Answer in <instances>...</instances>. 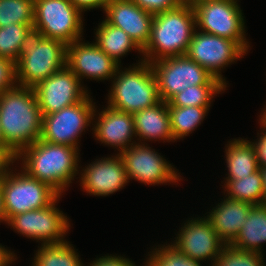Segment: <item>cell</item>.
<instances>
[{"label":"cell","instance_id":"cell-7","mask_svg":"<svg viewBox=\"0 0 266 266\" xmlns=\"http://www.w3.org/2000/svg\"><path fill=\"white\" fill-rule=\"evenodd\" d=\"M238 0H206L193 6L197 30L235 41L246 53L245 21Z\"/></svg>","mask_w":266,"mask_h":266},{"label":"cell","instance_id":"cell-16","mask_svg":"<svg viewBox=\"0 0 266 266\" xmlns=\"http://www.w3.org/2000/svg\"><path fill=\"white\" fill-rule=\"evenodd\" d=\"M82 41L83 37L67 45L66 66L80 81L85 77L96 81L112 79L121 66L94 42Z\"/></svg>","mask_w":266,"mask_h":266},{"label":"cell","instance_id":"cell-40","mask_svg":"<svg viewBox=\"0 0 266 266\" xmlns=\"http://www.w3.org/2000/svg\"><path fill=\"white\" fill-rule=\"evenodd\" d=\"M3 221L5 223H7V218H6V214H5V208H4L2 186H1V182H0V223Z\"/></svg>","mask_w":266,"mask_h":266},{"label":"cell","instance_id":"cell-8","mask_svg":"<svg viewBox=\"0 0 266 266\" xmlns=\"http://www.w3.org/2000/svg\"><path fill=\"white\" fill-rule=\"evenodd\" d=\"M151 64L161 100L168 102L174 95L194 85H224L187 55L166 57Z\"/></svg>","mask_w":266,"mask_h":266},{"label":"cell","instance_id":"cell-15","mask_svg":"<svg viewBox=\"0 0 266 266\" xmlns=\"http://www.w3.org/2000/svg\"><path fill=\"white\" fill-rule=\"evenodd\" d=\"M172 245L189 258L202 262H206L207 259L212 264L220 255L225 243L205 216L192 218L184 223Z\"/></svg>","mask_w":266,"mask_h":266},{"label":"cell","instance_id":"cell-29","mask_svg":"<svg viewBox=\"0 0 266 266\" xmlns=\"http://www.w3.org/2000/svg\"><path fill=\"white\" fill-rule=\"evenodd\" d=\"M10 24L34 26V0H0V27Z\"/></svg>","mask_w":266,"mask_h":266},{"label":"cell","instance_id":"cell-33","mask_svg":"<svg viewBox=\"0 0 266 266\" xmlns=\"http://www.w3.org/2000/svg\"><path fill=\"white\" fill-rule=\"evenodd\" d=\"M16 86V63L0 57V94Z\"/></svg>","mask_w":266,"mask_h":266},{"label":"cell","instance_id":"cell-5","mask_svg":"<svg viewBox=\"0 0 266 266\" xmlns=\"http://www.w3.org/2000/svg\"><path fill=\"white\" fill-rule=\"evenodd\" d=\"M112 79L107 102L114 109L134 114L161 101L151 64L143 59L124 71L119 67Z\"/></svg>","mask_w":266,"mask_h":266},{"label":"cell","instance_id":"cell-35","mask_svg":"<svg viewBox=\"0 0 266 266\" xmlns=\"http://www.w3.org/2000/svg\"><path fill=\"white\" fill-rule=\"evenodd\" d=\"M87 266H136L129 258L115 255H105L95 259Z\"/></svg>","mask_w":266,"mask_h":266},{"label":"cell","instance_id":"cell-32","mask_svg":"<svg viewBox=\"0 0 266 266\" xmlns=\"http://www.w3.org/2000/svg\"><path fill=\"white\" fill-rule=\"evenodd\" d=\"M153 250L144 263L147 266H202L201 261L189 258L172 244L161 245Z\"/></svg>","mask_w":266,"mask_h":266},{"label":"cell","instance_id":"cell-11","mask_svg":"<svg viewBox=\"0 0 266 266\" xmlns=\"http://www.w3.org/2000/svg\"><path fill=\"white\" fill-rule=\"evenodd\" d=\"M61 195L50 205L11 216L7 224L15 232L42 242V245L63 243L70 229L68 217L56 206Z\"/></svg>","mask_w":266,"mask_h":266},{"label":"cell","instance_id":"cell-39","mask_svg":"<svg viewBox=\"0 0 266 266\" xmlns=\"http://www.w3.org/2000/svg\"><path fill=\"white\" fill-rule=\"evenodd\" d=\"M15 253L0 245V266H10V264L16 260Z\"/></svg>","mask_w":266,"mask_h":266},{"label":"cell","instance_id":"cell-28","mask_svg":"<svg viewBox=\"0 0 266 266\" xmlns=\"http://www.w3.org/2000/svg\"><path fill=\"white\" fill-rule=\"evenodd\" d=\"M225 85H194L174 95L168 102V106L177 107H211L212 98L224 92Z\"/></svg>","mask_w":266,"mask_h":266},{"label":"cell","instance_id":"cell-19","mask_svg":"<svg viewBox=\"0 0 266 266\" xmlns=\"http://www.w3.org/2000/svg\"><path fill=\"white\" fill-rule=\"evenodd\" d=\"M97 115L92 128L96 140L116 147L119 153L136 143L132 141L134 136L136 138L133 114L107 106Z\"/></svg>","mask_w":266,"mask_h":266},{"label":"cell","instance_id":"cell-30","mask_svg":"<svg viewBox=\"0 0 266 266\" xmlns=\"http://www.w3.org/2000/svg\"><path fill=\"white\" fill-rule=\"evenodd\" d=\"M33 28L31 25L10 24L0 27V57L15 63L19 60V52L25 35Z\"/></svg>","mask_w":266,"mask_h":266},{"label":"cell","instance_id":"cell-31","mask_svg":"<svg viewBox=\"0 0 266 266\" xmlns=\"http://www.w3.org/2000/svg\"><path fill=\"white\" fill-rule=\"evenodd\" d=\"M264 254L256 251L238 249L225 244L212 266H266Z\"/></svg>","mask_w":266,"mask_h":266},{"label":"cell","instance_id":"cell-3","mask_svg":"<svg viewBox=\"0 0 266 266\" xmlns=\"http://www.w3.org/2000/svg\"><path fill=\"white\" fill-rule=\"evenodd\" d=\"M196 28L194 8L187 4L155 14L141 58L152 63L166 57L186 55Z\"/></svg>","mask_w":266,"mask_h":266},{"label":"cell","instance_id":"cell-20","mask_svg":"<svg viewBox=\"0 0 266 266\" xmlns=\"http://www.w3.org/2000/svg\"><path fill=\"white\" fill-rule=\"evenodd\" d=\"M252 206L249 202L226 197L206 217L220 239L225 244H231L238 236Z\"/></svg>","mask_w":266,"mask_h":266},{"label":"cell","instance_id":"cell-42","mask_svg":"<svg viewBox=\"0 0 266 266\" xmlns=\"http://www.w3.org/2000/svg\"><path fill=\"white\" fill-rule=\"evenodd\" d=\"M264 112L259 116V123L261 125V129L266 132V108L263 109Z\"/></svg>","mask_w":266,"mask_h":266},{"label":"cell","instance_id":"cell-18","mask_svg":"<svg viewBox=\"0 0 266 266\" xmlns=\"http://www.w3.org/2000/svg\"><path fill=\"white\" fill-rule=\"evenodd\" d=\"M104 12L105 20L124 30L141 49L147 45L153 14L141 9L132 0H112Z\"/></svg>","mask_w":266,"mask_h":266},{"label":"cell","instance_id":"cell-6","mask_svg":"<svg viewBox=\"0 0 266 266\" xmlns=\"http://www.w3.org/2000/svg\"><path fill=\"white\" fill-rule=\"evenodd\" d=\"M82 14L70 0H34L33 28L67 46L83 35Z\"/></svg>","mask_w":266,"mask_h":266},{"label":"cell","instance_id":"cell-17","mask_svg":"<svg viewBox=\"0 0 266 266\" xmlns=\"http://www.w3.org/2000/svg\"><path fill=\"white\" fill-rule=\"evenodd\" d=\"M96 160L79 173L81 174L80 185L84 192L95 196H108L119 191L129 182L124 162L119 154Z\"/></svg>","mask_w":266,"mask_h":266},{"label":"cell","instance_id":"cell-44","mask_svg":"<svg viewBox=\"0 0 266 266\" xmlns=\"http://www.w3.org/2000/svg\"><path fill=\"white\" fill-rule=\"evenodd\" d=\"M4 144L3 137H2V132L0 128V145Z\"/></svg>","mask_w":266,"mask_h":266},{"label":"cell","instance_id":"cell-14","mask_svg":"<svg viewBox=\"0 0 266 266\" xmlns=\"http://www.w3.org/2000/svg\"><path fill=\"white\" fill-rule=\"evenodd\" d=\"M33 90L43 115L81 102L89 94L67 66L36 84Z\"/></svg>","mask_w":266,"mask_h":266},{"label":"cell","instance_id":"cell-34","mask_svg":"<svg viewBox=\"0 0 266 266\" xmlns=\"http://www.w3.org/2000/svg\"><path fill=\"white\" fill-rule=\"evenodd\" d=\"M141 9L155 15L179 7L182 0H132Z\"/></svg>","mask_w":266,"mask_h":266},{"label":"cell","instance_id":"cell-25","mask_svg":"<svg viewBox=\"0 0 266 266\" xmlns=\"http://www.w3.org/2000/svg\"><path fill=\"white\" fill-rule=\"evenodd\" d=\"M210 107L168 106L170 127L174 142L192 133L203 122Z\"/></svg>","mask_w":266,"mask_h":266},{"label":"cell","instance_id":"cell-23","mask_svg":"<svg viewBox=\"0 0 266 266\" xmlns=\"http://www.w3.org/2000/svg\"><path fill=\"white\" fill-rule=\"evenodd\" d=\"M262 243H266V203L251 207L246 221L231 245L238 249L262 253Z\"/></svg>","mask_w":266,"mask_h":266},{"label":"cell","instance_id":"cell-9","mask_svg":"<svg viewBox=\"0 0 266 266\" xmlns=\"http://www.w3.org/2000/svg\"><path fill=\"white\" fill-rule=\"evenodd\" d=\"M7 220L11 216L47 207L60 194L50 185L30 177L24 170L9 171L0 179Z\"/></svg>","mask_w":266,"mask_h":266},{"label":"cell","instance_id":"cell-21","mask_svg":"<svg viewBox=\"0 0 266 266\" xmlns=\"http://www.w3.org/2000/svg\"><path fill=\"white\" fill-rule=\"evenodd\" d=\"M133 118L138 141H174L167 102L161 100L152 107L134 113Z\"/></svg>","mask_w":266,"mask_h":266},{"label":"cell","instance_id":"cell-4","mask_svg":"<svg viewBox=\"0 0 266 266\" xmlns=\"http://www.w3.org/2000/svg\"><path fill=\"white\" fill-rule=\"evenodd\" d=\"M67 46L58 40L45 38L31 28L25 35L16 62L18 86L34 87L66 66Z\"/></svg>","mask_w":266,"mask_h":266},{"label":"cell","instance_id":"cell-38","mask_svg":"<svg viewBox=\"0 0 266 266\" xmlns=\"http://www.w3.org/2000/svg\"><path fill=\"white\" fill-rule=\"evenodd\" d=\"M82 12L95 8H102L103 11L112 0H70Z\"/></svg>","mask_w":266,"mask_h":266},{"label":"cell","instance_id":"cell-1","mask_svg":"<svg viewBox=\"0 0 266 266\" xmlns=\"http://www.w3.org/2000/svg\"><path fill=\"white\" fill-rule=\"evenodd\" d=\"M0 128L4 144L17 155L41 138L43 113L33 87L17 85L0 94Z\"/></svg>","mask_w":266,"mask_h":266},{"label":"cell","instance_id":"cell-24","mask_svg":"<svg viewBox=\"0 0 266 266\" xmlns=\"http://www.w3.org/2000/svg\"><path fill=\"white\" fill-rule=\"evenodd\" d=\"M99 24L94 43L116 63L121 65L120 58L133 49L142 54V49L124 30L109 24L105 19Z\"/></svg>","mask_w":266,"mask_h":266},{"label":"cell","instance_id":"cell-13","mask_svg":"<svg viewBox=\"0 0 266 266\" xmlns=\"http://www.w3.org/2000/svg\"><path fill=\"white\" fill-rule=\"evenodd\" d=\"M118 154L124 162L128 180L134 178L145 185H166L181 180L175 167L145 142L139 141Z\"/></svg>","mask_w":266,"mask_h":266},{"label":"cell","instance_id":"cell-26","mask_svg":"<svg viewBox=\"0 0 266 266\" xmlns=\"http://www.w3.org/2000/svg\"><path fill=\"white\" fill-rule=\"evenodd\" d=\"M224 188L226 196L233 200L249 202L252 205L265 204V193L259 169L239 180H230Z\"/></svg>","mask_w":266,"mask_h":266},{"label":"cell","instance_id":"cell-10","mask_svg":"<svg viewBox=\"0 0 266 266\" xmlns=\"http://www.w3.org/2000/svg\"><path fill=\"white\" fill-rule=\"evenodd\" d=\"M96 106L88 94L81 102L65 107L60 111L43 115L41 140L64 144L79 149L78 138L93 124Z\"/></svg>","mask_w":266,"mask_h":266},{"label":"cell","instance_id":"cell-41","mask_svg":"<svg viewBox=\"0 0 266 266\" xmlns=\"http://www.w3.org/2000/svg\"><path fill=\"white\" fill-rule=\"evenodd\" d=\"M259 171H260L261 176H262V186H263V190L265 193V203H266V166L259 167Z\"/></svg>","mask_w":266,"mask_h":266},{"label":"cell","instance_id":"cell-27","mask_svg":"<svg viewBox=\"0 0 266 266\" xmlns=\"http://www.w3.org/2000/svg\"><path fill=\"white\" fill-rule=\"evenodd\" d=\"M31 266H84L69 241L38 247Z\"/></svg>","mask_w":266,"mask_h":266},{"label":"cell","instance_id":"cell-43","mask_svg":"<svg viewBox=\"0 0 266 266\" xmlns=\"http://www.w3.org/2000/svg\"><path fill=\"white\" fill-rule=\"evenodd\" d=\"M184 4H187L191 7H193L194 5H196L197 3L199 2H202V1H206V0H182Z\"/></svg>","mask_w":266,"mask_h":266},{"label":"cell","instance_id":"cell-22","mask_svg":"<svg viewBox=\"0 0 266 266\" xmlns=\"http://www.w3.org/2000/svg\"><path fill=\"white\" fill-rule=\"evenodd\" d=\"M225 148L226 165L228 176L225 178L224 186L230 180H239L256 172L259 169L256 152L251 141L246 139H233Z\"/></svg>","mask_w":266,"mask_h":266},{"label":"cell","instance_id":"cell-36","mask_svg":"<svg viewBox=\"0 0 266 266\" xmlns=\"http://www.w3.org/2000/svg\"><path fill=\"white\" fill-rule=\"evenodd\" d=\"M16 160L17 154H15L6 144L0 145V179L11 170V165H13Z\"/></svg>","mask_w":266,"mask_h":266},{"label":"cell","instance_id":"cell-37","mask_svg":"<svg viewBox=\"0 0 266 266\" xmlns=\"http://www.w3.org/2000/svg\"><path fill=\"white\" fill-rule=\"evenodd\" d=\"M258 141H251V144L255 148L257 162L259 167L266 166V132L261 131Z\"/></svg>","mask_w":266,"mask_h":266},{"label":"cell","instance_id":"cell-12","mask_svg":"<svg viewBox=\"0 0 266 266\" xmlns=\"http://www.w3.org/2000/svg\"><path fill=\"white\" fill-rule=\"evenodd\" d=\"M197 31L195 29L186 55L227 87L221 69L240 60L247 53L235 41Z\"/></svg>","mask_w":266,"mask_h":266},{"label":"cell","instance_id":"cell-2","mask_svg":"<svg viewBox=\"0 0 266 266\" xmlns=\"http://www.w3.org/2000/svg\"><path fill=\"white\" fill-rule=\"evenodd\" d=\"M79 149L41 139L24 148L18 155L22 169L32 178L47 183L60 195L70 186L80 170Z\"/></svg>","mask_w":266,"mask_h":266}]
</instances>
